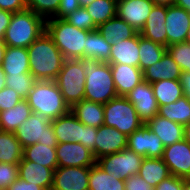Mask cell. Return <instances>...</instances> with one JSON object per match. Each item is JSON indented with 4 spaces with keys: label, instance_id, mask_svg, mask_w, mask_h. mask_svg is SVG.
I'll use <instances>...</instances> for the list:
<instances>
[{
    "label": "cell",
    "instance_id": "26",
    "mask_svg": "<svg viewBox=\"0 0 190 190\" xmlns=\"http://www.w3.org/2000/svg\"><path fill=\"white\" fill-rule=\"evenodd\" d=\"M1 66L6 76L30 73L27 48L7 46Z\"/></svg>",
    "mask_w": 190,
    "mask_h": 190
},
{
    "label": "cell",
    "instance_id": "37",
    "mask_svg": "<svg viewBox=\"0 0 190 190\" xmlns=\"http://www.w3.org/2000/svg\"><path fill=\"white\" fill-rule=\"evenodd\" d=\"M118 0H94L89 6L85 7L91 16L94 24L98 27L111 18L117 16Z\"/></svg>",
    "mask_w": 190,
    "mask_h": 190
},
{
    "label": "cell",
    "instance_id": "5",
    "mask_svg": "<svg viewBox=\"0 0 190 190\" xmlns=\"http://www.w3.org/2000/svg\"><path fill=\"white\" fill-rule=\"evenodd\" d=\"M46 32L65 59H84V48L89 31L76 28L64 19L46 20Z\"/></svg>",
    "mask_w": 190,
    "mask_h": 190
},
{
    "label": "cell",
    "instance_id": "11",
    "mask_svg": "<svg viewBox=\"0 0 190 190\" xmlns=\"http://www.w3.org/2000/svg\"><path fill=\"white\" fill-rule=\"evenodd\" d=\"M125 97L134 105L140 120L144 124H147L158 114L159 105L149 82L143 80Z\"/></svg>",
    "mask_w": 190,
    "mask_h": 190
},
{
    "label": "cell",
    "instance_id": "46",
    "mask_svg": "<svg viewBox=\"0 0 190 190\" xmlns=\"http://www.w3.org/2000/svg\"><path fill=\"white\" fill-rule=\"evenodd\" d=\"M185 179L170 175L161 181L154 190H182Z\"/></svg>",
    "mask_w": 190,
    "mask_h": 190
},
{
    "label": "cell",
    "instance_id": "13",
    "mask_svg": "<svg viewBox=\"0 0 190 190\" xmlns=\"http://www.w3.org/2000/svg\"><path fill=\"white\" fill-rule=\"evenodd\" d=\"M90 167H57L51 190H89Z\"/></svg>",
    "mask_w": 190,
    "mask_h": 190
},
{
    "label": "cell",
    "instance_id": "24",
    "mask_svg": "<svg viewBox=\"0 0 190 190\" xmlns=\"http://www.w3.org/2000/svg\"><path fill=\"white\" fill-rule=\"evenodd\" d=\"M147 126L161 139L165 147L183 140V125L158 114L147 123Z\"/></svg>",
    "mask_w": 190,
    "mask_h": 190
},
{
    "label": "cell",
    "instance_id": "15",
    "mask_svg": "<svg viewBox=\"0 0 190 190\" xmlns=\"http://www.w3.org/2000/svg\"><path fill=\"white\" fill-rule=\"evenodd\" d=\"M58 167H91L96 163L91 150L80 143H58Z\"/></svg>",
    "mask_w": 190,
    "mask_h": 190
},
{
    "label": "cell",
    "instance_id": "43",
    "mask_svg": "<svg viewBox=\"0 0 190 190\" xmlns=\"http://www.w3.org/2000/svg\"><path fill=\"white\" fill-rule=\"evenodd\" d=\"M22 98L14 89L4 87L0 90V112L13 108Z\"/></svg>",
    "mask_w": 190,
    "mask_h": 190
},
{
    "label": "cell",
    "instance_id": "16",
    "mask_svg": "<svg viewBox=\"0 0 190 190\" xmlns=\"http://www.w3.org/2000/svg\"><path fill=\"white\" fill-rule=\"evenodd\" d=\"M127 148V136L114 127L101 125L95 138V159Z\"/></svg>",
    "mask_w": 190,
    "mask_h": 190
},
{
    "label": "cell",
    "instance_id": "49",
    "mask_svg": "<svg viewBox=\"0 0 190 190\" xmlns=\"http://www.w3.org/2000/svg\"><path fill=\"white\" fill-rule=\"evenodd\" d=\"M6 190H45L41 186L28 183L20 178L14 181Z\"/></svg>",
    "mask_w": 190,
    "mask_h": 190
},
{
    "label": "cell",
    "instance_id": "9",
    "mask_svg": "<svg viewBox=\"0 0 190 190\" xmlns=\"http://www.w3.org/2000/svg\"><path fill=\"white\" fill-rule=\"evenodd\" d=\"M143 159L141 155L125 148L120 152L98 158L96 163L107 174L127 180L130 176L138 174Z\"/></svg>",
    "mask_w": 190,
    "mask_h": 190
},
{
    "label": "cell",
    "instance_id": "18",
    "mask_svg": "<svg viewBox=\"0 0 190 190\" xmlns=\"http://www.w3.org/2000/svg\"><path fill=\"white\" fill-rule=\"evenodd\" d=\"M118 96H125L143 81V71L139 67L126 64H110Z\"/></svg>",
    "mask_w": 190,
    "mask_h": 190
},
{
    "label": "cell",
    "instance_id": "55",
    "mask_svg": "<svg viewBox=\"0 0 190 190\" xmlns=\"http://www.w3.org/2000/svg\"><path fill=\"white\" fill-rule=\"evenodd\" d=\"M6 47H7V45L4 43V41L2 39H0V66L3 63Z\"/></svg>",
    "mask_w": 190,
    "mask_h": 190
},
{
    "label": "cell",
    "instance_id": "19",
    "mask_svg": "<svg viewBox=\"0 0 190 190\" xmlns=\"http://www.w3.org/2000/svg\"><path fill=\"white\" fill-rule=\"evenodd\" d=\"M166 14L167 7L154 5L140 35L167 47Z\"/></svg>",
    "mask_w": 190,
    "mask_h": 190
},
{
    "label": "cell",
    "instance_id": "58",
    "mask_svg": "<svg viewBox=\"0 0 190 190\" xmlns=\"http://www.w3.org/2000/svg\"><path fill=\"white\" fill-rule=\"evenodd\" d=\"M182 190H190V179H185Z\"/></svg>",
    "mask_w": 190,
    "mask_h": 190
},
{
    "label": "cell",
    "instance_id": "8",
    "mask_svg": "<svg viewBox=\"0 0 190 190\" xmlns=\"http://www.w3.org/2000/svg\"><path fill=\"white\" fill-rule=\"evenodd\" d=\"M14 134L23 148L36 143L58 144L51 120L37 113H32L28 119L22 122Z\"/></svg>",
    "mask_w": 190,
    "mask_h": 190
},
{
    "label": "cell",
    "instance_id": "28",
    "mask_svg": "<svg viewBox=\"0 0 190 190\" xmlns=\"http://www.w3.org/2000/svg\"><path fill=\"white\" fill-rule=\"evenodd\" d=\"M56 146L57 144L40 143L30 145L23 148V159L36 162L54 171L58 167Z\"/></svg>",
    "mask_w": 190,
    "mask_h": 190
},
{
    "label": "cell",
    "instance_id": "34",
    "mask_svg": "<svg viewBox=\"0 0 190 190\" xmlns=\"http://www.w3.org/2000/svg\"><path fill=\"white\" fill-rule=\"evenodd\" d=\"M151 85L159 106L176 102L184 95L180 80H160Z\"/></svg>",
    "mask_w": 190,
    "mask_h": 190
},
{
    "label": "cell",
    "instance_id": "50",
    "mask_svg": "<svg viewBox=\"0 0 190 190\" xmlns=\"http://www.w3.org/2000/svg\"><path fill=\"white\" fill-rule=\"evenodd\" d=\"M12 15V12L0 9V39H3Z\"/></svg>",
    "mask_w": 190,
    "mask_h": 190
},
{
    "label": "cell",
    "instance_id": "25",
    "mask_svg": "<svg viewBox=\"0 0 190 190\" xmlns=\"http://www.w3.org/2000/svg\"><path fill=\"white\" fill-rule=\"evenodd\" d=\"M70 111L84 125L98 128L104 124L103 104L83 99L73 104Z\"/></svg>",
    "mask_w": 190,
    "mask_h": 190
},
{
    "label": "cell",
    "instance_id": "4",
    "mask_svg": "<svg viewBox=\"0 0 190 190\" xmlns=\"http://www.w3.org/2000/svg\"><path fill=\"white\" fill-rule=\"evenodd\" d=\"M25 100L33 113L49 120H54L70 111L55 81L37 80Z\"/></svg>",
    "mask_w": 190,
    "mask_h": 190
},
{
    "label": "cell",
    "instance_id": "22",
    "mask_svg": "<svg viewBox=\"0 0 190 190\" xmlns=\"http://www.w3.org/2000/svg\"><path fill=\"white\" fill-rule=\"evenodd\" d=\"M139 33L133 38L121 40L113 44L110 53L109 64H126L139 67Z\"/></svg>",
    "mask_w": 190,
    "mask_h": 190
},
{
    "label": "cell",
    "instance_id": "6",
    "mask_svg": "<svg viewBox=\"0 0 190 190\" xmlns=\"http://www.w3.org/2000/svg\"><path fill=\"white\" fill-rule=\"evenodd\" d=\"M84 67L83 59H65L54 80L69 107L84 99L86 78Z\"/></svg>",
    "mask_w": 190,
    "mask_h": 190
},
{
    "label": "cell",
    "instance_id": "40",
    "mask_svg": "<svg viewBox=\"0 0 190 190\" xmlns=\"http://www.w3.org/2000/svg\"><path fill=\"white\" fill-rule=\"evenodd\" d=\"M166 51L179 65L182 72H190V44L187 42L171 44L166 47Z\"/></svg>",
    "mask_w": 190,
    "mask_h": 190
},
{
    "label": "cell",
    "instance_id": "12",
    "mask_svg": "<svg viewBox=\"0 0 190 190\" xmlns=\"http://www.w3.org/2000/svg\"><path fill=\"white\" fill-rule=\"evenodd\" d=\"M162 160L168 166L170 175L190 179V144L186 140L166 146Z\"/></svg>",
    "mask_w": 190,
    "mask_h": 190
},
{
    "label": "cell",
    "instance_id": "27",
    "mask_svg": "<svg viewBox=\"0 0 190 190\" xmlns=\"http://www.w3.org/2000/svg\"><path fill=\"white\" fill-rule=\"evenodd\" d=\"M97 31L111 44L121 40L133 38L138 32L135 31L123 19L115 16L97 27Z\"/></svg>",
    "mask_w": 190,
    "mask_h": 190
},
{
    "label": "cell",
    "instance_id": "36",
    "mask_svg": "<svg viewBox=\"0 0 190 190\" xmlns=\"http://www.w3.org/2000/svg\"><path fill=\"white\" fill-rule=\"evenodd\" d=\"M158 115L184 126L190 121V99L183 95L176 102L159 106Z\"/></svg>",
    "mask_w": 190,
    "mask_h": 190
},
{
    "label": "cell",
    "instance_id": "54",
    "mask_svg": "<svg viewBox=\"0 0 190 190\" xmlns=\"http://www.w3.org/2000/svg\"><path fill=\"white\" fill-rule=\"evenodd\" d=\"M175 5L184 8L187 12L190 13V0H176Z\"/></svg>",
    "mask_w": 190,
    "mask_h": 190
},
{
    "label": "cell",
    "instance_id": "17",
    "mask_svg": "<svg viewBox=\"0 0 190 190\" xmlns=\"http://www.w3.org/2000/svg\"><path fill=\"white\" fill-rule=\"evenodd\" d=\"M165 18L167 46L185 42L187 32L190 29V13L174 4L167 7Z\"/></svg>",
    "mask_w": 190,
    "mask_h": 190
},
{
    "label": "cell",
    "instance_id": "47",
    "mask_svg": "<svg viewBox=\"0 0 190 190\" xmlns=\"http://www.w3.org/2000/svg\"><path fill=\"white\" fill-rule=\"evenodd\" d=\"M80 7L78 0H60L57 15L54 18L64 19Z\"/></svg>",
    "mask_w": 190,
    "mask_h": 190
},
{
    "label": "cell",
    "instance_id": "48",
    "mask_svg": "<svg viewBox=\"0 0 190 190\" xmlns=\"http://www.w3.org/2000/svg\"><path fill=\"white\" fill-rule=\"evenodd\" d=\"M26 0H0V9L12 13L26 9Z\"/></svg>",
    "mask_w": 190,
    "mask_h": 190
},
{
    "label": "cell",
    "instance_id": "1",
    "mask_svg": "<svg viewBox=\"0 0 190 190\" xmlns=\"http://www.w3.org/2000/svg\"><path fill=\"white\" fill-rule=\"evenodd\" d=\"M30 73L40 81H54L65 58L45 31L28 48Z\"/></svg>",
    "mask_w": 190,
    "mask_h": 190
},
{
    "label": "cell",
    "instance_id": "45",
    "mask_svg": "<svg viewBox=\"0 0 190 190\" xmlns=\"http://www.w3.org/2000/svg\"><path fill=\"white\" fill-rule=\"evenodd\" d=\"M124 188L125 190H154L155 189L138 174L132 175L127 180H125Z\"/></svg>",
    "mask_w": 190,
    "mask_h": 190
},
{
    "label": "cell",
    "instance_id": "56",
    "mask_svg": "<svg viewBox=\"0 0 190 190\" xmlns=\"http://www.w3.org/2000/svg\"><path fill=\"white\" fill-rule=\"evenodd\" d=\"M5 78L6 74L4 73L2 66H0V90L6 87Z\"/></svg>",
    "mask_w": 190,
    "mask_h": 190
},
{
    "label": "cell",
    "instance_id": "38",
    "mask_svg": "<svg viewBox=\"0 0 190 190\" xmlns=\"http://www.w3.org/2000/svg\"><path fill=\"white\" fill-rule=\"evenodd\" d=\"M36 82L37 79L31 73H21V75L5 78L6 87L14 89L22 99H26Z\"/></svg>",
    "mask_w": 190,
    "mask_h": 190
},
{
    "label": "cell",
    "instance_id": "35",
    "mask_svg": "<svg viewBox=\"0 0 190 190\" xmlns=\"http://www.w3.org/2000/svg\"><path fill=\"white\" fill-rule=\"evenodd\" d=\"M139 50V68L144 71L161 60L166 52V46L148 40L139 33Z\"/></svg>",
    "mask_w": 190,
    "mask_h": 190
},
{
    "label": "cell",
    "instance_id": "53",
    "mask_svg": "<svg viewBox=\"0 0 190 190\" xmlns=\"http://www.w3.org/2000/svg\"><path fill=\"white\" fill-rule=\"evenodd\" d=\"M183 139L190 144V121L183 126Z\"/></svg>",
    "mask_w": 190,
    "mask_h": 190
},
{
    "label": "cell",
    "instance_id": "10",
    "mask_svg": "<svg viewBox=\"0 0 190 190\" xmlns=\"http://www.w3.org/2000/svg\"><path fill=\"white\" fill-rule=\"evenodd\" d=\"M127 148L144 158H162L165 146L147 124L127 136Z\"/></svg>",
    "mask_w": 190,
    "mask_h": 190
},
{
    "label": "cell",
    "instance_id": "51",
    "mask_svg": "<svg viewBox=\"0 0 190 190\" xmlns=\"http://www.w3.org/2000/svg\"><path fill=\"white\" fill-rule=\"evenodd\" d=\"M180 83L183 88V94L190 99V72H182Z\"/></svg>",
    "mask_w": 190,
    "mask_h": 190
},
{
    "label": "cell",
    "instance_id": "33",
    "mask_svg": "<svg viewBox=\"0 0 190 190\" xmlns=\"http://www.w3.org/2000/svg\"><path fill=\"white\" fill-rule=\"evenodd\" d=\"M89 190H125V180L107 174L97 163L90 167Z\"/></svg>",
    "mask_w": 190,
    "mask_h": 190
},
{
    "label": "cell",
    "instance_id": "42",
    "mask_svg": "<svg viewBox=\"0 0 190 190\" xmlns=\"http://www.w3.org/2000/svg\"><path fill=\"white\" fill-rule=\"evenodd\" d=\"M18 178V164L0 162V189L6 190Z\"/></svg>",
    "mask_w": 190,
    "mask_h": 190
},
{
    "label": "cell",
    "instance_id": "59",
    "mask_svg": "<svg viewBox=\"0 0 190 190\" xmlns=\"http://www.w3.org/2000/svg\"><path fill=\"white\" fill-rule=\"evenodd\" d=\"M185 42H187L188 44H190V29H189L188 32H187Z\"/></svg>",
    "mask_w": 190,
    "mask_h": 190
},
{
    "label": "cell",
    "instance_id": "39",
    "mask_svg": "<svg viewBox=\"0 0 190 190\" xmlns=\"http://www.w3.org/2000/svg\"><path fill=\"white\" fill-rule=\"evenodd\" d=\"M60 5V0H26V7L45 20L54 18Z\"/></svg>",
    "mask_w": 190,
    "mask_h": 190
},
{
    "label": "cell",
    "instance_id": "29",
    "mask_svg": "<svg viewBox=\"0 0 190 190\" xmlns=\"http://www.w3.org/2000/svg\"><path fill=\"white\" fill-rule=\"evenodd\" d=\"M32 113L25 99H22L13 108L1 111V131L14 132Z\"/></svg>",
    "mask_w": 190,
    "mask_h": 190
},
{
    "label": "cell",
    "instance_id": "23",
    "mask_svg": "<svg viewBox=\"0 0 190 190\" xmlns=\"http://www.w3.org/2000/svg\"><path fill=\"white\" fill-rule=\"evenodd\" d=\"M181 73L179 65L166 51L159 62L143 71V80L150 84L160 80H180Z\"/></svg>",
    "mask_w": 190,
    "mask_h": 190
},
{
    "label": "cell",
    "instance_id": "20",
    "mask_svg": "<svg viewBox=\"0 0 190 190\" xmlns=\"http://www.w3.org/2000/svg\"><path fill=\"white\" fill-rule=\"evenodd\" d=\"M51 123L58 143H80L84 124L71 111L51 120Z\"/></svg>",
    "mask_w": 190,
    "mask_h": 190
},
{
    "label": "cell",
    "instance_id": "3",
    "mask_svg": "<svg viewBox=\"0 0 190 190\" xmlns=\"http://www.w3.org/2000/svg\"><path fill=\"white\" fill-rule=\"evenodd\" d=\"M85 78L84 99L105 104L117 97L112 71L108 62L83 59Z\"/></svg>",
    "mask_w": 190,
    "mask_h": 190
},
{
    "label": "cell",
    "instance_id": "14",
    "mask_svg": "<svg viewBox=\"0 0 190 190\" xmlns=\"http://www.w3.org/2000/svg\"><path fill=\"white\" fill-rule=\"evenodd\" d=\"M153 6L152 0H118L117 16L140 33Z\"/></svg>",
    "mask_w": 190,
    "mask_h": 190
},
{
    "label": "cell",
    "instance_id": "2",
    "mask_svg": "<svg viewBox=\"0 0 190 190\" xmlns=\"http://www.w3.org/2000/svg\"><path fill=\"white\" fill-rule=\"evenodd\" d=\"M46 31V20L26 8L13 13L3 41L7 46L28 48Z\"/></svg>",
    "mask_w": 190,
    "mask_h": 190
},
{
    "label": "cell",
    "instance_id": "57",
    "mask_svg": "<svg viewBox=\"0 0 190 190\" xmlns=\"http://www.w3.org/2000/svg\"><path fill=\"white\" fill-rule=\"evenodd\" d=\"M94 0H78L81 7L85 8L89 6Z\"/></svg>",
    "mask_w": 190,
    "mask_h": 190
},
{
    "label": "cell",
    "instance_id": "30",
    "mask_svg": "<svg viewBox=\"0 0 190 190\" xmlns=\"http://www.w3.org/2000/svg\"><path fill=\"white\" fill-rule=\"evenodd\" d=\"M112 45L97 31H91L86 38L84 59L107 62L110 59Z\"/></svg>",
    "mask_w": 190,
    "mask_h": 190
},
{
    "label": "cell",
    "instance_id": "32",
    "mask_svg": "<svg viewBox=\"0 0 190 190\" xmlns=\"http://www.w3.org/2000/svg\"><path fill=\"white\" fill-rule=\"evenodd\" d=\"M23 158V147L14 132L0 131V162L18 164Z\"/></svg>",
    "mask_w": 190,
    "mask_h": 190
},
{
    "label": "cell",
    "instance_id": "44",
    "mask_svg": "<svg viewBox=\"0 0 190 190\" xmlns=\"http://www.w3.org/2000/svg\"><path fill=\"white\" fill-rule=\"evenodd\" d=\"M96 134H97L96 127L84 125V128L82 129V139L80 140V144H82L83 146L92 151L94 158H95Z\"/></svg>",
    "mask_w": 190,
    "mask_h": 190
},
{
    "label": "cell",
    "instance_id": "21",
    "mask_svg": "<svg viewBox=\"0 0 190 190\" xmlns=\"http://www.w3.org/2000/svg\"><path fill=\"white\" fill-rule=\"evenodd\" d=\"M54 171L33 161L22 160L18 163L19 178L41 186L45 190H51Z\"/></svg>",
    "mask_w": 190,
    "mask_h": 190
},
{
    "label": "cell",
    "instance_id": "31",
    "mask_svg": "<svg viewBox=\"0 0 190 190\" xmlns=\"http://www.w3.org/2000/svg\"><path fill=\"white\" fill-rule=\"evenodd\" d=\"M138 175L155 188L170 172L162 158H144Z\"/></svg>",
    "mask_w": 190,
    "mask_h": 190
},
{
    "label": "cell",
    "instance_id": "41",
    "mask_svg": "<svg viewBox=\"0 0 190 190\" xmlns=\"http://www.w3.org/2000/svg\"><path fill=\"white\" fill-rule=\"evenodd\" d=\"M64 20L79 29L89 32L97 30V26L94 24L91 16L83 7L74 10L70 15L65 17Z\"/></svg>",
    "mask_w": 190,
    "mask_h": 190
},
{
    "label": "cell",
    "instance_id": "7",
    "mask_svg": "<svg viewBox=\"0 0 190 190\" xmlns=\"http://www.w3.org/2000/svg\"><path fill=\"white\" fill-rule=\"evenodd\" d=\"M104 125L114 127L126 136L132 134L144 123L140 120L134 105L125 97L117 96L103 105Z\"/></svg>",
    "mask_w": 190,
    "mask_h": 190
},
{
    "label": "cell",
    "instance_id": "52",
    "mask_svg": "<svg viewBox=\"0 0 190 190\" xmlns=\"http://www.w3.org/2000/svg\"><path fill=\"white\" fill-rule=\"evenodd\" d=\"M154 5L169 7L175 4L176 0H152Z\"/></svg>",
    "mask_w": 190,
    "mask_h": 190
}]
</instances>
